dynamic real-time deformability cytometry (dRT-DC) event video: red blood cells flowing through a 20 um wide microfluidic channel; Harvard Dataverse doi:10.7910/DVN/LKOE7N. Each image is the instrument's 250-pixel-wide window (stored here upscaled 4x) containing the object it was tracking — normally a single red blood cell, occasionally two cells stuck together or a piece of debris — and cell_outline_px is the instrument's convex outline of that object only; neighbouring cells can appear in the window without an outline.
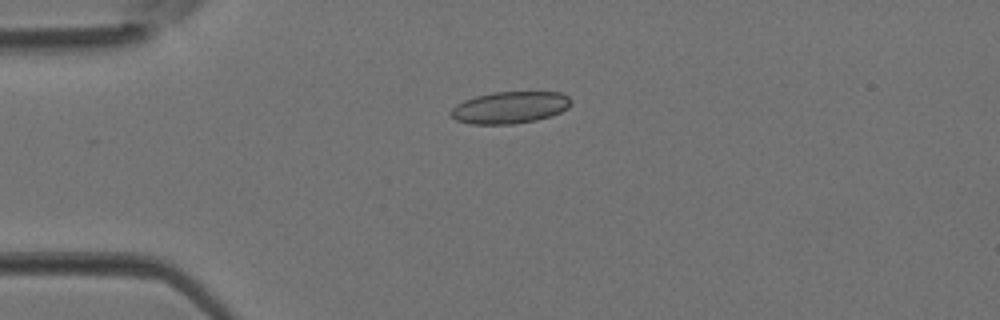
{"species": "Egyptian fruit bat (a non-hibernating species)", "species_latin": "Rousettus aegyptiacus", "temperature_condition": "room temperature", "stored_images_in_passage": 4, "camera_frame_rate_fps": 3000, "um_per_image_px": 0.085, "animal": {"sex": "female"}, "frame": {"image": 1, "passage_image": 3, "time_ms": 0.667, "image_size_px": [1000, 320], "cell_outline_px": [[572, 100], [568, 108], [560, 112], [536, 120], [512, 124], [472, 124], [456, 120], [448, 112], [456, 104], [464, 100], [476, 96], [492, 92], [560, 92], [568, 96]], "centroid_in_image_um": [43.32, 9.13], "position_along_channel_um": 41.7, "area_um2": 22.31}}